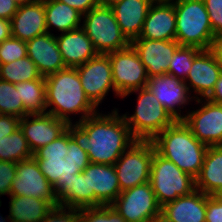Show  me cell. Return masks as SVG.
Instances as JSON below:
<instances>
[{
  "label": "cell",
  "instance_id": "6da1fadb",
  "mask_svg": "<svg viewBox=\"0 0 222 222\" xmlns=\"http://www.w3.org/2000/svg\"><path fill=\"white\" fill-rule=\"evenodd\" d=\"M67 130L79 147L86 151L90 163L114 165L121 155L137 141L118 109L103 114L97 111Z\"/></svg>",
  "mask_w": 222,
  "mask_h": 222
},
{
  "label": "cell",
  "instance_id": "7a4b0ae2",
  "mask_svg": "<svg viewBox=\"0 0 222 222\" xmlns=\"http://www.w3.org/2000/svg\"><path fill=\"white\" fill-rule=\"evenodd\" d=\"M45 85L46 113L68 124L73 121L69 118L73 113H81V118L75 122L78 123L98 111L85 95L76 68L66 67L45 76Z\"/></svg>",
  "mask_w": 222,
  "mask_h": 222
},
{
  "label": "cell",
  "instance_id": "3957f363",
  "mask_svg": "<svg viewBox=\"0 0 222 222\" xmlns=\"http://www.w3.org/2000/svg\"><path fill=\"white\" fill-rule=\"evenodd\" d=\"M33 158L55 192L71 180L73 174L81 173L90 164L87 152L79 147L68 130L36 150Z\"/></svg>",
  "mask_w": 222,
  "mask_h": 222
},
{
  "label": "cell",
  "instance_id": "277c9868",
  "mask_svg": "<svg viewBox=\"0 0 222 222\" xmlns=\"http://www.w3.org/2000/svg\"><path fill=\"white\" fill-rule=\"evenodd\" d=\"M152 143L158 154L194 179L198 177L209 146L199 141L183 120L166 127Z\"/></svg>",
  "mask_w": 222,
  "mask_h": 222
},
{
  "label": "cell",
  "instance_id": "5b68a950",
  "mask_svg": "<svg viewBox=\"0 0 222 222\" xmlns=\"http://www.w3.org/2000/svg\"><path fill=\"white\" fill-rule=\"evenodd\" d=\"M171 1L175 8L176 41L180 46L210 49L214 32L203 0Z\"/></svg>",
  "mask_w": 222,
  "mask_h": 222
},
{
  "label": "cell",
  "instance_id": "8992f818",
  "mask_svg": "<svg viewBox=\"0 0 222 222\" xmlns=\"http://www.w3.org/2000/svg\"><path fill=\"white\" fill-rule=\"evenodd\" d=\"M133 92L139 94L134 114L131 116L122 114V116L136 140L152 141L166 127L171 126L176 119L147 87L131 91L122 98L133 94Z\"/></svg>",
  "mask_w": 222,
  "mask_h": 222
},
{
  "label": "cell",
  "instance_id": "52a82bcc",
  "mask_svg": "<svg viewBox=\"0 0 222 222\" xmlns=\"http://www.w3.org/2000/svg\"><path fill=\"white\" fill-rule=\"evenodd\" d=\"M82 18V28L98 54H107L130 46L131 42L120 30L109 5L98 4L82 15Z\"/></svg>",
  "mask_w": 222,
  "mask_h": 222
},
{
  "label": "cell",
  "instance_id": "ba28073f",
  "mask_svg": "<svg viewBox=\"0 0 222 222\" xmlns=\"http://www.w3.org/2000/svg\"><path fill=\"white\" fill-rule=\"evenodd\" d=\"M149 182L161 207L195 190V179L158 154L154 145Z\"/></svg>",
  "mask_w": 222,
  "mask_h": 222
},
{
  "label": "cell",
  "instance_id": "9c48e42d",
  "mask_svg": "<svg viewBox=\"0 0 222 222\" xmlns=\"http://www.w3.org/2000/svg\"><path fill=\"white\" fill-rule=\"evenodd\" d=\"M152 141H135L114 164L121 192L149 182Z\"/></svg>",
  "mask_w": 222,
  "mask_h": 222
},
{
  "label": "cell",
  "instance_id": "30bf717a",
  "mask_svg": "<svg viewBox=\"0 0 222 222\" xmlns=\"http://www.w3.org/2000/svg\"><path fill=\"white\" fill-rule=\"evenodd\" d=\"M107 55L110 58L113 84L119 97L147 86L149 77L146 68L131 45Z\"/></svg>",
  "mask_w": 222,
  "mask_h": 222
},
{
  "label": "cell",
  "instance_id": "8fae6325",
  "mask_svg": "<svg viewBox=\"0 0 222 222\" xmlns=\"http://www.w3.org/2000/svg\"><path fill=\"white\" fill-rule=\"evenodd\" d=\"M111 206L127 222H149L162 208L150 182L121 192Z\"/></svg>",
  "mask_w": 222,
  "mask_h": 222
},
{
  "label": "cell",
  "instance_id": "7c38bea8",
  "mask_svg": "<svg viewBox=\"0 0 222 222\" xmlns=\"http://www.w3.org/2000/svg\"><path fill=\"white\" fill-rule=\"evenodd\" d=\"M76 69L85 95L96 108L110 89L116 93L115 96H119L113 84L110 58L107 54H98Z\"/></svg>",
  "mask_w": 222,
  "mask_h": 222
},
{
  "label": "cell",
  "instance_id": "4fadbf2b",
  "mask_svg": "<svg viewBox=\"0 0 222 222\" xmlns=\"http://www.w3.org/2000/svg\"><path fill=\"white\" fill-rule=\"evenodd\" d=\"M10 195L44 199L53 207L60 205L53 186L43 175L33 157L16 163V176L12 181Z\"/></svg>",
  "mask_w": 222,
  "mask_h": 222
},
{
  "label": "cell",
  "instance_id": "5bb4252c",
  "mask_svg": "<svg viewBox=\"0 0 222 222\" xmlns=\"http://www.w3.org/2000/svg\"><path fill=\"white\" fill-rule=\"evenodd\" d=\"M203 100L201 98L194 100L196 103H201L202 107L188 111L187 115H183V122L202 143L208 146L222 145V104Z\"/></svg>",
  "mask_w": 222,
  "mask_h": 222
},
{
  "label": "cell",
  "instance_id": "9a60e30c",
  "mask_svg": "<svg viewBox=\"0 0 222 222\" xmlns=\"http://www.w3.org/2000/svg\"><path fill=\"white\" fill-rule=\"evenodd\" d=\"M82 173L87 177L89 207L111 205L120 195L114 165L90 163Z\"/></svg>",
  "mask_w": 222,
  "mask_h": 222
},
{
  "label": "cell",
  "instance_id": "2e32d148",
  "mask_svg": "<svg viewBox=\"0 0 222 222\" xmlns=\"http://www.w3.org/2000/svg\"><path fill=\"white\" fill-rule=\"evenodd\" d=\"M146 87L176 120L184 119L181 115V106L184 108L192 99L200 98L196 95L191 97L187 84L169 74L150 77Z\"/></svg>",
  "mask_w": 222,
  "mask_h": 222
},
{
  "label": "cell",
  "instance_id": "e0dca14e",
  "mask_svg": "<svg viewBox=\"0 0 222 222\" xmlns=\"http://www.w3.org/2000/svg\"><path fill=\"white\" fill-rule=\"evenodd\" d=\"M67 126L66 121L49 113L30 114L20 118V128L32 153L61 136Z\"/></svg>",
  "mask_w": 222,
  "mask_h": 222
},
{
  "label": "cell",
  "instance_id": "ac0fdd59",
  "mask_svg": "<svg viewBox=\"0 0 222 222\" xmlns=\"http://www.w3.org/2000/svg\"><path fill=\"white\" fill-rule=\"evenodd\" d=\"M146 68L148 77L168 74L173 54L180 46L176 40H149L136 38L130 44Z\"/></svg>",
  "mask_w": 222,
  "mask_h": 222
},
{
  "label": "cell",
  "instance_id": "d6986e66",
  "mask_svg": "<svg viewBox=\"0 0 222 222\" xmlns=\"http://www.w3.org/2000/svg\"><path fill=\"white\" fill-rule=\"evenodd\" d=\"M138 38L176 40V16L173 1L155 0L147 13Z\"/></svg>",
  "mask_w": 222,
  "mask_h": 222
},
{
  "label": "cell",
  "instance_id": "ffe728a7",
  "mask_svg": "<svg viewBox=\"0 0 222 222\" xmlns=\"http://www.w3.org/2000/svg\"><path fill=\"white\" fill-rule=\"evenodd\" d=\"M221 74L222 66L213 52L210 49L202 50L194 58L192 67L184 82L187 84L189 93L193 88L192 92L200 95L201 99H206L213 91Z\"/></svg>",
  "mask_w": 222,
  "mask_h": 222
},
{
  "label": "cell",
  "instance_id": "44dd1931",
  "mask_svg": "<svg viewBox=\"0 0 222 222\" xmlns=\"http://www.w3.org/2000/svg\"><path fill=\"white\" fill-rule=\"evenodd\" d=\"M10 22L12 36L21 41L47 33L43 0L19 6Z\"/></svg>",
  "mask_w": 222,
  "mask_h": 222
},
{
  "label": "cell",
  "instance_id": "7402d4cb",
  "mask_svg": "<svg viewBox=\"0 0 222 222\" xmlns=\"http://www.w3.org/2000/svg\"><path fill=\"white\" fill-rule=\"evenodd\" d=\"M27 56L36 64L42 76L66 68L53 33H45L26 42Z\"/></svg>",
  "mask_w": 222,
  "mask_h": 222
},
{
  "label": "cell",
  "instance_id": "603a6c76",
  "mask_svg": "<svg viewBox=\"0 0 222 222\" xmlns=\"http://www.w3.org/2000/svg\"><path fill=\"white\" fill-rule=\"evenodd\" d=\"M66 67L76 68L98 55L82 27L55 36Z\"/></svg>",
  "mask_w": 222,
  "mask_h": 222
},
{
  "label": "cell",
  "instance_id": "cb8c5ba5",
  "mask_svg": "<svg viewBox=\"0 0 222 222\" xmlns=\"http://www.w3.org/2000/svg\"><path fill=\"white\" fill-rule=\"evenodd\" d=\"M155 0H116L111 3L120 30L131 42L139 37L151 4Z\"/></svg>",
  "mask_w": 222,
  "mask_h": 222
},
{
  "label": "cell",
  "instance_id": "d4e9b609",
  "mask_svg": "<svg viewBox=\"0 0 222 222\" xmlns=\"http://www.w3.org/2000/svg\"><path fill=\"white\" fill-rule=\"evenodd\" d=\"M161 212L172 222H205L206 194L195 189L162 206Z\"/></svg>",
  "mask_w": 222,
  "mask_h": 222
},
{
  "label": "cell",
  "instance_id": "484cf974",
  "mask_svg": "<svg viewBox=\"0 0 222 222\" xmlns=\"http://www.w3.org/2000/svg\"><path fill=\"white\" fill-rule=\"evenodd\" d=\"M195 189L207 195H222V145L208 147Z\"/></svg>",
  "mask_w": 222,
  "mask_h": 222
},
{
  "label": "cell",
  "instance_id": "4316f807",
  "mask_svg": "<svg viewBox=\"0 0 222 222\" xmlns=\"http://www.w3.org/2000/svg\"><path fill=\"white\" fill-rule=\"evenodd\" d=\"M9 216L12 222H40L53 206L44 199L10 195Z\"/></svg>",
  "mask_w": 222,
  "mask_h": 222
},
{
  "label": "cell",
  "instance_id": "83f0119b",
  "mask_svg": "<svg viewBox=\"0 0 222 222\" xmlns=\"http://www.w3.org/2000/svg\"><path fill=\"white\" fill-rule=\"evenodd\" d=\"M45 7V19L48 33L50 28H56L65 33L82 27V14L69 5L59 0H43Z\"/></svg>",
  "mask_w": 222,
  "mask_h": 222
},
{
  "label": "cell",
  "instance_id": "f1b7e54d",
  "mask_svg": "<svg viewBox=\"0 0 222 222\" xmlns=\"http://www.w3.org/2000/svg\"><path fill=\"white\" fill-rule=\"evenodd\" d=\"M61 206L71 208L89 207L87 177L81 172L73 174V178L55 192Z\"/></svg>",
  "mask_w": 222,
  "mask_h": 222
},
{
  "label": "cell",
  "instance_id": "f546056e",
  "mask_svg": "<svg viewBox=\"0 0 222 222\" xmlns=\"http://www.w3.org/2000/svg\"><path fill=\"white\" fill-rule=\"evenodd\" d=\"M24 105V110L30 114L46 113V85L45 78L16 84Z\"/></svg>",
  "mask_w": 222,
  "mask_h": 222
},
{
  "label": "cell",
  "instance_id": "4dcf8cb0",
  "mask_svg": "<svg viewBox=\"0 0 222 222\" xmlns=\"http://www.w3.org/2000/svg\"><path fill=\"white\" fill-rule=\"evenodd\" d=\"M32 157L33 153L20 127L0 140V161L18 163Z\"/></svg>",
  "mask_w": 222,
  "mask_h": 222
},
{
  "label": "cell",
  "instance_id": "1f68e13d",
  "mask_svg": "<svg viewBox=\"0 0 222 222\" xmlns=\"http://www.w3.org/2000/svg\"><path fill=\"white\" fill-rule=\"evenodd\" d=\"M39 78L45 77L28 56L7 64H0V79L9 83L17 84Z\"/></svg>",
  "mask_w": 222,
  "mask_h": 222
},
{
  "label": "cell",
  "instance_id": "d6a6232c",
  "mask_svg": "<svg viewBox=\"0 0 222 222\" xmlns=\"http://www.w3.org/2000/svg\"><path fill=\"white\" fill-rule=\"evenodd\" d=\"M0 114L13 115L22 118L29 115L16 89V84L0 79Z\"/></svg>",
  "mask_w": 222,
  "mask_h": 222
},
{
  "label": "cell",
  "instance_id": "836d02e7",
  "mask_svg": "<svg viewBox=\"0 0 222 222\" xmlns=\"http://www.w3.org/2000/svg\"><path fill=\"white\" fill-rule=\"evenodd\" d=\"M201 51V49L194 46H179L170 61L168 74L174 76L176 79L185 81L194 58Z\"/></svg>",
  "mask_w": 222,
  "mask_h": 222
},
{
  "label": "cell",
  "instance_id": "e575fe53",
  "mask_svg": "<svg viewBox=\"0 0 222 222\" xmlns=\"http://www.w3.org/2000/svg\"><path fill=\"white\" fill-rule=\"evenodd\" d=\"M80 222H127L111 205L80 208Z\"/></svg>",
  "mask_w": 222,
  "mask_h": 222
},
{
  "label": "cell",
  "instance_id": "d590c367",
  "mask_svg": "<svg viewBox=\"0 0 222 222\" xmlns=\"http://www.w3.org/2000/svg\"><path fill=\"white\" fill-rule=\"evenodd\" d=\"M27 57L26 42L13 36L0 43V64Z\"/></svg>",
  "mask_w": 222,
  "mask_h": 222
},
{
  "label": "cell",
  "instance_id": "8d00e7d4",
  "mask_svg": "<svg viewBox=\"0 0 222 222\" xmlns=\"http://www.w3.org/2000/svg\"><path fill=\"white\" fill-rule=\"evenodd\" d=\"M80 216V209L59 205L54 206L40 222H80Z\"/></svg>",
  "mask_w": 222,
  "mask_h": 222
},
{
  "label": "cell",
  "instance_id": "74e56055",
  "mask_svg": "<svg viewBox=\"0 0 222 222\" xmlns=\"http://www.w3.org/2000/svg\"><path fill=\"white\" fill-rule=\"evenodd\" d=\"M16 176V163L0 161V196L9 195L12 181Z\"/></svg>",
  "mask_w": 222,
  "mask_h": 222
},
{
  "label": "cell",
  "instance_id": "f35d334b",
  "mask_svg": "<svg viewBox=\"0 0 222 222\" xmlns=\"http://www.w3.org/2000/svg\"><path fill=\"white\" fill-rule=\"evenodd\" d=\"M214 36L222 33V0H203Z\"/></svg>",
  "mask_w": 222,
  "mask_h": 222
},
{
  "label": "cell",
  "instance_id": "ab89813d",
  "mask_svg": "<svg viewBox=\"0 0 222 222\" xmlns=\"http://www.w3.org/2000/svg\"><path fill=\"white\" fill-rule=\"evenodd\" d=\"M205 222H222V195L206 194Z\"/></svg>",
  "mask_w": 222,
  "mask_h": 222
},
{
  "label": "cell",
  "instance_id": "60d3db41",
  "mask_svg": "<svg viewBox=\"0 0 222 222\" xmlns=\"http://www.w3.org/2000/svg\"><path fill=\"white\" fill-rule=\"evenodd\" d=\"M20 127V118L13 115L0 114V140L12 134Z\"/></svg>",
  "mask_w": 222,
  "mask_h": 222
},
{
  "label": "cell",
  "instance_id": "b9f144b4",
  "mask_svg": "<svg viewBox=\"0 0 222 222\" xmlns=\"http://www.w3.org/2000/svg\"><path fill=\"white\" fill-rule=\"evenodd\" d=\"M62 3L76 9L82 15L88 13L92 8L99 4L98 0H59Z\"/></svg>",
  "mask_w": 222,
  "mask_h": 222
},
{
  "label": "cell",
  "instance_id": "7bdbcfd3",
  "mask_svg": "<svg viewBox=\"0 0 222 222\" xmlns=\"http://www.w3.org/2000/svg\"><path fill=\"white\" fill-rule=\"evenodd\" d=\"M19 5L14 0H0V18L11 20Z\"/></svg>",
  "mask_w": 222,
  "mask_h": 222
},
{
  "label": "cell",
  "instance_id": "ee69618b",
  "mask_svg": "<svg viewBox=\"0 0 222 222\" xmlns=\"http://www.w3.org/2000/svg\"><path fill=\"white\" fill-rule=\"evenodd\" d=\"M206 99L216 104H222V74L216 82L213 91Z\"/></svg>",
  "mask_w": 222,
  "mask_h": 222
},
{
  "label": "cell",
  "instance_id": "f6af8a7d",
  "mask_svg": "<svg viewBox=\"0 0 222 222\" xmlns=\"http://www.w3.org/2000/svg\"><path fill=\"white\" fill-rule=\"evenodd\" d=\"M210 50L222 66V33L214 36Z\"/></svg>",
  "mask_w": 222,
  "mask_h": 222
},
{
  "label": "cell",
  "instance_id": "bcb514c9",
  "mask_svg": "<svg viewBox=\"0 0 222 222\" xmlns=\"http://www.w3.org/2000/svg\"><path fill=\"white\" fill-rule=\"evenodd\" d=\"M11 36V22L7 19L0 18V43Z\"/></svg>",
  "mask_w": 222,
  "mask_h": 222
},
{
  "label": "cell",
  "instance_id": "7dc6e473",
  "mask_svg": "<svg viewBox=\"0 0 222 222\" xmlns=\"http://www.w3.org/2000/svg\"><path fill=\"white\" fill-rule=\"evenodd\" d=\"M149 222H172L164 213L155 215Z\"/></svg>",
  "mask_w": 222,
  "mask_h": 222
},
{
  "label": "cell",
  "instance_id": "c3c4849f",
  "mask_svg": "<svg viewBox=\"0 0 222 222\" xmlns=\"http://www.w3.org/2000/svg\"><path fill=\"white\" fill-rule=\"evenodd\" d=\"M19 6L24 5V4H28V3H32L34 1L37 0H14Z\"/></svg>",
  "mask_w": 222,
  "mask_h": 222
},
{
  "label": "cell",
  "instance_id": "681fc988",
  "mask_svg": "<svg viewBox=\"0 0 222 222\" xmlns=\"http://www.w3.org/2000/svg\"><path fill=\"white\" fill-rule=\"evenodd\" d=\"M98 1H99V4L110 5L111 3H113L116 0H98Z\"/></svg>",
  "mask_w": 222,
  "mask_h": 222
},
{
  "label": "cell",
  "instance_id": "f907efd6",
  "mask_svg": "<svg viewBox=\"0 0 222 222\" xmlns=\"http://www.w3.org/2000/svg\"><path fill=\"white\" fill-rule=\"evenodd\" d=\"M1 205H2V204H1V202H0V207H1ZM6 218L8 219L9 222H12V220L10 219V216H9V215H8V217H6ZM6 218H3V216L0 215V222H6V221H7ZM5 219H6V220H5Z\"/></svg>",
  "mask_w": 222,
  "mask_h": 222
}]
</instances>
